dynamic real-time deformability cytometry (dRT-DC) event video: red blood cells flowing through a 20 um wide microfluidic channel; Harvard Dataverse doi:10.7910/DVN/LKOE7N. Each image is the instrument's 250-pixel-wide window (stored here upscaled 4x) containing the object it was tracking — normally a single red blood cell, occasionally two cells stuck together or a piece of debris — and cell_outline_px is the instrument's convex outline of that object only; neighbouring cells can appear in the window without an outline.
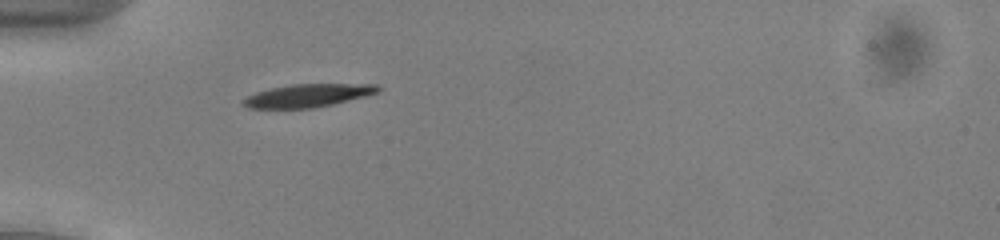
{"species": "common noctule bat (a hibernating species)", "species_latin": "Nyctalus noctula", "temperature_condition": "cold", "stored_images_in_passage": 48, "camera_frame_rate_fps": 3000, "um_per_image_px": 0.085, "animal": {"sex": "male", "body_mass_g": 13.0, "forearm_length_mm": 53.1}, "frame": {"image": 1, "passage_image": 12, "time_ms": 3.667, "image_size_px": [1000, 240], "cell_outline_px": [[380, 88], [376, 92], [364, 96], [332, 104], [312, 108], [248, 108], [240, 104], [248, 96], [256, 92], [272, 88], [292, 84], [376, 84]], "centroid_in_image_um": [26.12, 8.12], "position_along_channel_um": 58.9, "area_um2": 17.74}}
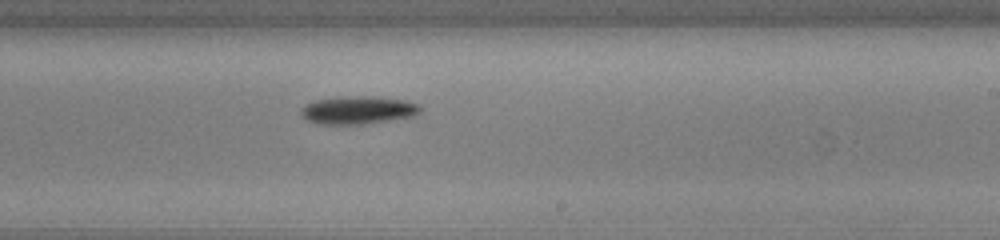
{"frame": {"image": 2, "passage_image": 28, "time_ms": 9.0, "image_size_px": [1000, 240], "cell_outline_px": [[424, 108], [420, 112], [412, 116], [368, 124], [320, 124], [308, 120], [300, 116], [300, 108], [304, 104], [316, 100], [356, 96], [372, 96], [404, 100], [420, 104]], "centroid_in_image_um": [30.44, 9.36], "position_along_channel_um": 258.6, "area_um2": 19.48}}
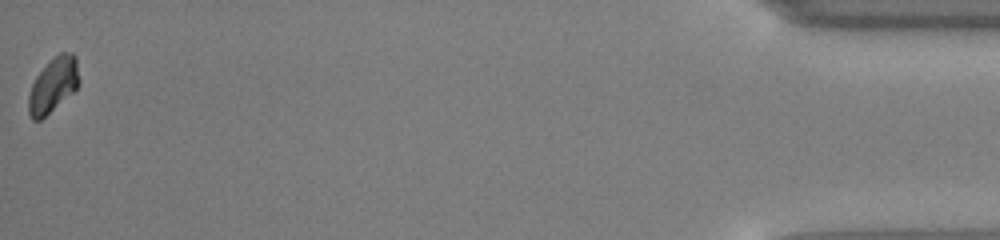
{"frame": {"image": 3, "passage_image": 48, "time_ms": 15.667, "image_size_px": [1000, 240], "cell_outline_px": [[80, 80], [76, 88], [72, 92], [40, 120], [32, 120], [28, 112], [28, 96], [32, 84], [36, 76], [60, 52], [72, 52], [76, 56]], "centroid_in_image_um": [4.52, 7.22], "position_along_channel_um": 430.7, "area_um2": 15.78}, "authors_computed_cell_mechanics": {"area_um2": 17.5423, "velocity_mm_per_s": 3.9147, "shape_relaxation_time_tau1_ms": 1.1437, "shape_relaxation_time_tau2_ms": 3.4872, "deformation_change_tau1": 0.1225, "deformation_change_tau2": 0.0659}}